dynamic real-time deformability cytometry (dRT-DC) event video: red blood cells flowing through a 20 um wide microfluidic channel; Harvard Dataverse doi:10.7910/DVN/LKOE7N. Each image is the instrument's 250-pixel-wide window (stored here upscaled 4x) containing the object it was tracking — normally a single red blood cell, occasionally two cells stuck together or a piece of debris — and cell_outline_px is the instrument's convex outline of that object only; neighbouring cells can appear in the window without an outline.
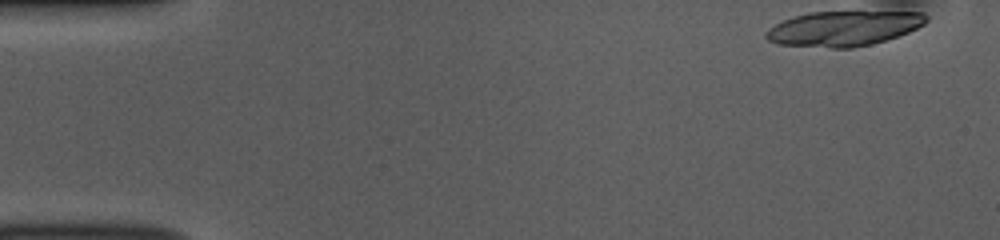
{"species": "common noctule bat (a hibernating species)", "species_latin": "Nyctalus noctula", "temperature_condition": "room temperature", "stored_images_in_passage": 16, "camera_frame_rate_fps": 3000, "um_per_image_px": 0.085, "animal": {"sex": "female", "body_mass_g": 10.0, "forearm_length_mm": 53.1}, "frame": {"image": 1, "passage_image": 1, "time_ms": 0.0, "image_size_px": [1000, 240], "cell_outline_px": [[928, 20], [924, 24], [900, 36], [888, 40], [872, 44], [852, 48], [832, 48], [780, 44], [768, 40], [764, 36], [764, 32], [768, 28], [792, 16], [808, 12], [924, 12], [928, 16]], "centroid_in_image_um": [71.71, 2.42], "position_along_channel_um": 13.3, "area_um2": 32.83}}